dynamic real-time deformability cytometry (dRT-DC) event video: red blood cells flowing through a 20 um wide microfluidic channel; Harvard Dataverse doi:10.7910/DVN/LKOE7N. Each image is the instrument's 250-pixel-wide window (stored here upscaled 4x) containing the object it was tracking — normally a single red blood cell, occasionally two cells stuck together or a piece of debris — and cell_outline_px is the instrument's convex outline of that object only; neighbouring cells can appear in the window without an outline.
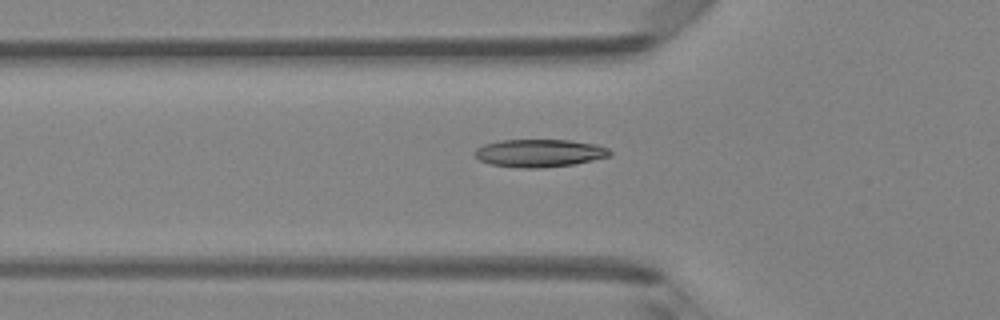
{"species": "Egyptian fruit bat (a non-hibernating species)", "species_latin": "Rousettus aegyptiacus", "temperature_condition": "room temperature", "stored_images_in_passage": 34, "camera_frame_rate_fps": 3000, "um_per_image_px": 0.085, "animal": {"sex": "female"}, "frame": {"image": 1, "passage_image": 5, "time_ms": 1.333, "image_size_px": [1000, 320], "cell_outline_px": [[612, 156], [576, 164], [540, 168], [520, 168], [492, 164], [480, 160], [476, 156], [476, 148], [484, 144], [500, 140], [568, 140], [596, 144], [608, 148], [612, 152]], "centroid_in_image_um": [45.91, 13.01], "position_along_channel_um": 79.9, "area_um2": 21.91}}
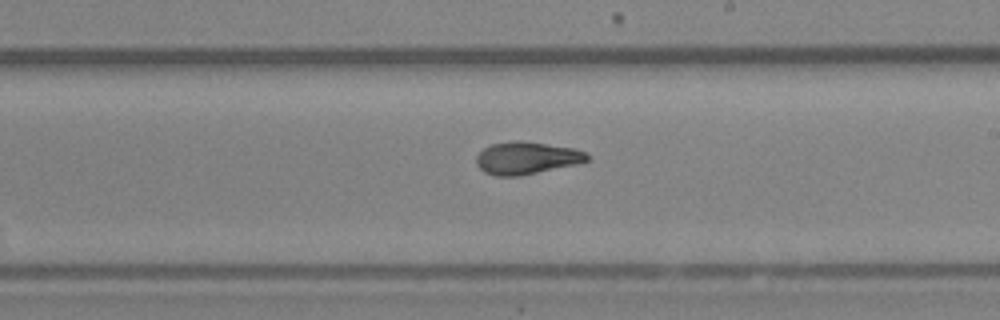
{"frame": {"image": 2, "passage_image": 17, "time_ms": 5.333, "image_size_px": [1000, 320], "cell_outline_px": [[588, 160], [580, 164], [520, 176], [496, 176], [484, 172], [476, 164], [476, 156], [484, 148], [492, 144], [516, 140], [520, 140], [572, 148], [588, 152]], "centroid_in_image_um": [44.77, 13.44], "position_along_channel_um": 244.2, "area_um2": 21.04}}
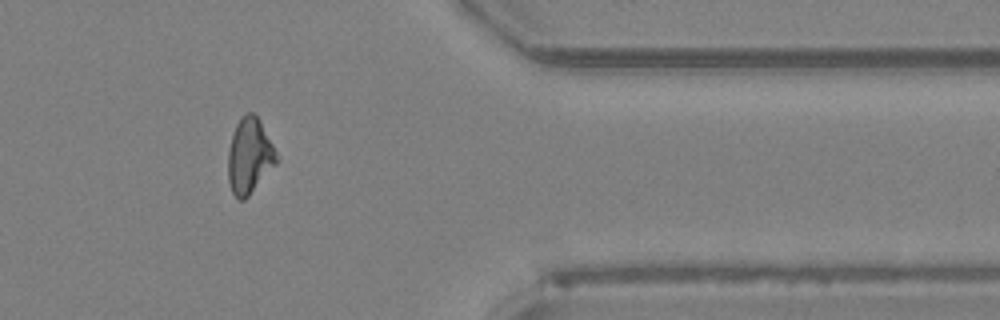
{"frame": {"image": 3, "passage_image": 29, "time_ms": 9.333, "image_size_px": [1000, 320], "cell_outline_px": [[276, 164], [248, 196], [244, 200], [240, 200], [232, 192], [228, 180], [228, 152], [232, 136], [236, 124], [240, 116], [244, 112], [252, 112], [260, 120], [276, 152]], "centroid_in_image_um": [21.18, 13.23], "position_along_channel_um": 390.2, "area_um2": 21.04}}